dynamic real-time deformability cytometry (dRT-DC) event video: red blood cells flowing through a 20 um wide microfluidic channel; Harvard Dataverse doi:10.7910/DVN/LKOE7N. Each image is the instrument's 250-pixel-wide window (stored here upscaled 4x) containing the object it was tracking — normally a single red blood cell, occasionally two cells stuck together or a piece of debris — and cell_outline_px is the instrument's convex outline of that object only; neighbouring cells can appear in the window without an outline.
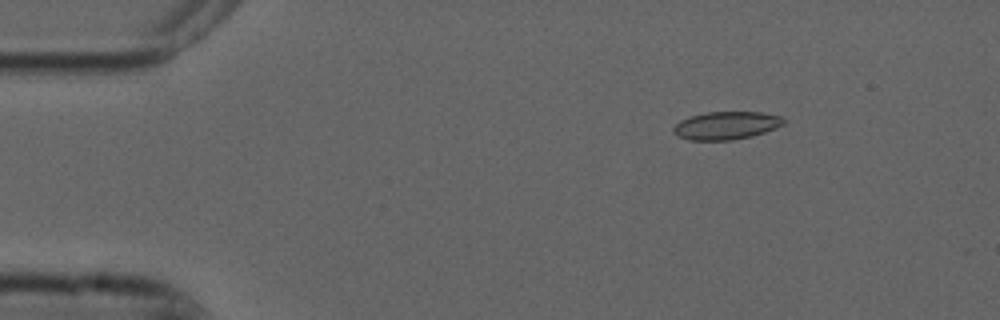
{"species": "common noctule bat (a hibernating species)", "species_latin": "Nyctalus noctula", "temperature_condition": "cold", "stored_images_in_passage": 6, "camera_frame_rate_fps": 3000, "um_per_image_px": 0.085, "animal": {"sex": "male", "forearm_length_mm": 52.5}, "frame": {"image": 1, "passage_image": 3, "time_ms": 0.667, "image_size_px": [1000, 320], "cell_outline_px": [[784, 124], [776, 128], [752, 136], [732, 140], [688, 140], [672, 132], [672, 128], [680, 120], [692, 116], [708, 112], [760, 112], [780, 116], [784, 120]], "centroid_in_image_um": [61.72, 10.67], "position_along_channel_um": 23.3, "area_um2": 17.8}}
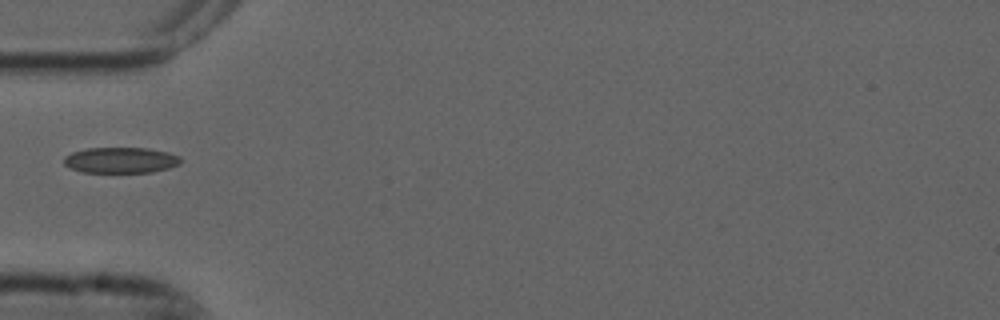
{"frame": {"image": 2, "passage_image": 6, "time_ms": 1.667, "image_size_px": [1000, 320], "cell_outline_px": [[180, 164], [168, 168], [152, 172], [80, 172], [64, 164], [64, 156], [72, 152], [88, 148], [148, 148], [168, 152], [180, 156]], "centroid_in_image_um": [10.26, 13.61], "position_along_channel_um": 74.7, "area_um2": 17.51}}